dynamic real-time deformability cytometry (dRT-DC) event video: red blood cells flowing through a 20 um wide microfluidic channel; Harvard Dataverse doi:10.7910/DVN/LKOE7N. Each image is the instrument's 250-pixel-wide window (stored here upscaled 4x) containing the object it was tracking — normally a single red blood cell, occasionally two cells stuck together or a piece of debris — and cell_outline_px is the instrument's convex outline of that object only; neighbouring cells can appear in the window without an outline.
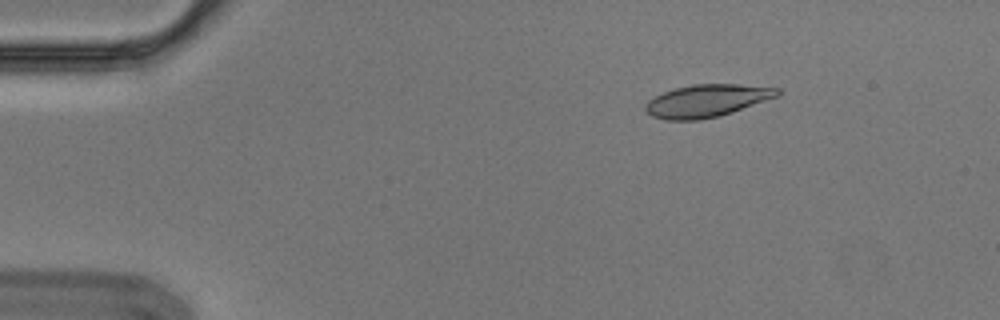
{"species": "Egyptian fruit bat (a non-hibernating species)", "species_latin": "Rousettus aegyptiacus", "temperature_condition": "cold", "stored_images_in_passage": 8, "camera_frame_rate_fps": 3000, "um_per_image_px": 0.085, "animal": {"sex": "male"}, "frame": {"image": 1, "passage_image": 2, "time_ms": 0.333, "image_size_px": [1000, 320], "cell_outline_px": [[780, 96], [716, 116], [700, 120], [664, 120], [652, 116], [644, 108], [644, 104], [648, 100], [664, 92], [676, 88], [692, 84], [740, 84], [780, 88]], "centroid_in_image_um": [60.07, 8.55], "position_along_channel_um": 24.9, "area_um2": 24.8}}
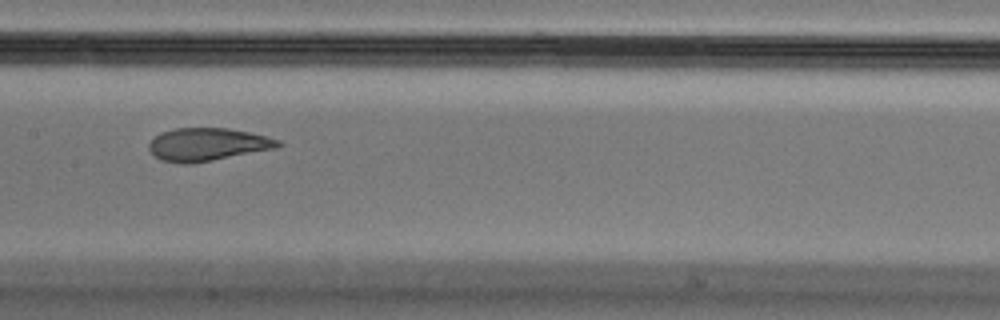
{"frame": {"image": 2, "passage_image": 7, "time_ms": 2.0, "image_size_px": [1000, 320], "cell_outline_px": [[284, 144], [276, 148], [192, 164], [184, 164], [160, 160], [152, 156], [148, 148], [148, 144], [160, 132], [176, 128], [228, 128], [248, 132], [280, 140]], "centroid_in_image_um": [17.6, 12.28], "position_along_channel_um": 189.8, "area_um2": 24.8}}
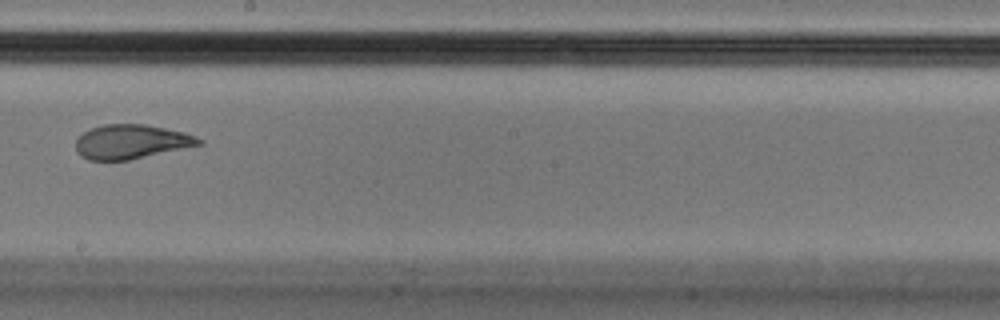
{"frame": {"image": 3, "passage_image": 8, "time_ms": 2.333, "image_size_px": [1000, 320], "cell_outline_px": [[204, 144], [128, 160], [88, 160], [80, 156], [76, 152], [76, 140], [84, 132], [92, 128], [104, 124], [144, 124], [184, 132], [196, 136], [204, 140]], "centroid_in_image_um": [11.16, 12.05], "position_along_channel_um": 237.0, "area_um2": 24.57}}